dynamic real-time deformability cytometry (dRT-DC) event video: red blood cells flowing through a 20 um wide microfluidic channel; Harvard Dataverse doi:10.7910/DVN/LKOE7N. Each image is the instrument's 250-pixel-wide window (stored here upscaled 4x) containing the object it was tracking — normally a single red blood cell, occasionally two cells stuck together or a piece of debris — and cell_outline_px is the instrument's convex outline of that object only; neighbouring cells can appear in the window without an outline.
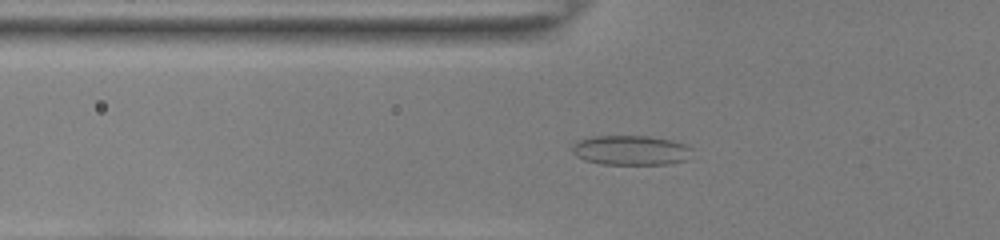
{"species": "common noctule bat (a hibernating species)", "species_latin": "Nyctalus noctula", "temperature_condition": "room temperature", "stored_images_in_passage": 53, "camera_frame_rate_fps": 3000, "um_per_image_px": 0.085, "animal": {"sex": "female", "body_mass_g": 22.0, "forearm_length_mm": 56.7}, "frame": {"image": 1, "passage_image": 20, "time_ms": 6.333, "image_size_px": [1000, 240], "cell_outline_px": [[692, 148], [688, 160], [668, 164], [600, 164], [584, 160], [576, 156], [572, 152], [572, 144], [580, 140], [592, 136], [648, 136], [672, 140], [684, 144]], "centroid_in_image_um": [53.61, 12.77], "position_along_channel_um": 72.2, "area_um2": 20.87}}
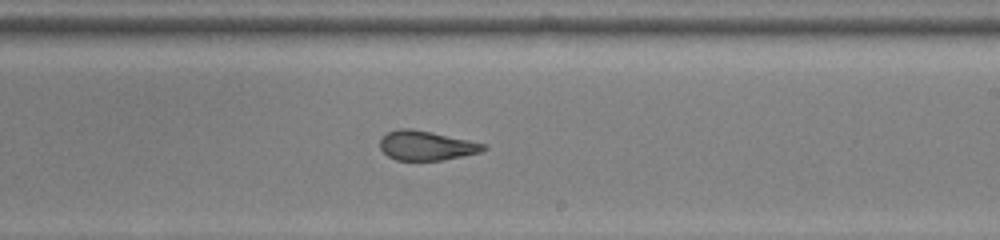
{"frame": {"image": 2, "passage_image": 34, "time_ms": 11.0, "image_size_px": [1000, 240], "cell_outline_px": [[488, 148], [480, 152], [440, 160], [396, 160], [388, 156], [380, 148], [380, 140], [388, 132], [396, 128], [412, 128], [432, 132], [488, 144]], "centroid_in_image_um": [36.24, 12.36], "position_along_channel_um": 252.8, "area_um2": 17.74}}
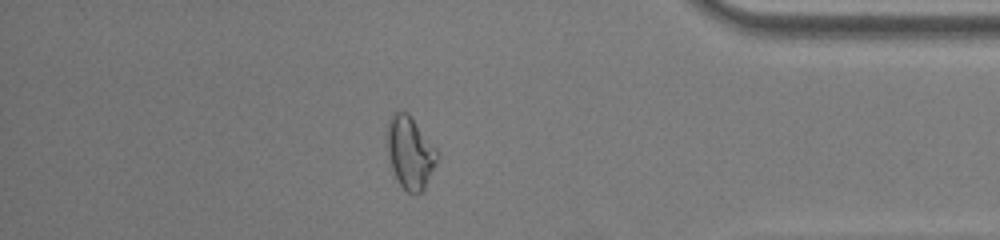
{"frame": {"image": 3, "passage_image": 47, "time_ms": 15.333, "image_size_px": [1000, 240], "cell_outline_px": [[440, 156], [424, 188], [416, 196], [408, 192], [396, 180], [388, 156], [388, 120], [392, 112], [408, 112], [436, 148]], "centroid_in_image_um": [34.87, 12.98], "position_along_channel_um": 400.3, "area_um2": 21.04}, "authors_computed_cell_mechanics": {"area_um2": 20.808, "velocity_mm_per_s": 3.8978, "shape_relaxation_time_tau1_ms": null, "shape_relaxation_time_tau2_ms": 0.9415, "deformation_change_tau1": null, "deformation_change_tau2": 0.0906}}